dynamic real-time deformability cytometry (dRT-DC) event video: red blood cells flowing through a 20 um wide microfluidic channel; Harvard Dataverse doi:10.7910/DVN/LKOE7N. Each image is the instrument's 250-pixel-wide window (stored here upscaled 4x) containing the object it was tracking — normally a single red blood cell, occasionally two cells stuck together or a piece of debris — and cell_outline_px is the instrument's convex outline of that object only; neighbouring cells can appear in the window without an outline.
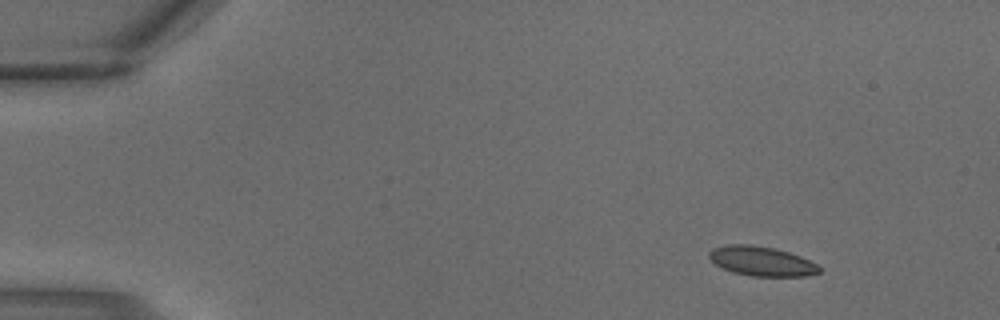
{"species": "common noctule bat (a hibernating species)", "species_latin": "Nyctalus noctula", "temperature_condition": "warm", "stored_images_in_passage": 3, "camera_frame_rate_fps": 3000, "um_per_image_px": 0.085, "animal": {"sex": "male", "body_mass_g": 18.8}, "frame": {"image": 1, "passage_image": 1, "time_ms": 0.0, "image_size_px": [1000, 320], "cell_outline_px": [[820, 272], [804, 276], [752, 276], [732, 272], [716, 264], [708, 256], [708, 252], [712, 248], [728, 244], [748, 244], [776, 248], [800, 256], [816, 264], [820, 268]], "centroid_in_image_um": [64.71, 22.19], "position_along_channel_um": 20.3, "area_um2": 18.84}}
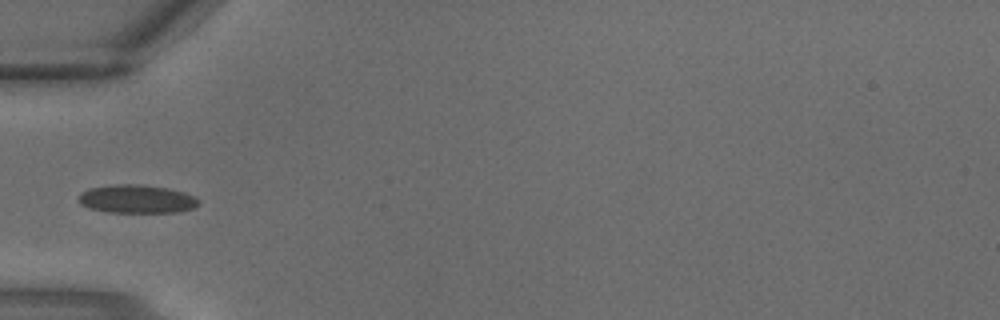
{"frame": {"image": 2, "passage_image": 3, "time_ms": 0.667, "image_size_px": [1000, 320], "cell_outline_px": [[200, 204], [192, 208], [180, 212], [108, 212], [88, 208], [80, 204], [76, 200], [80, 192], [88, 188], [112, 184], [136, 184], [168, 188], [192, 196], [200, 200]], "centroid_in_image_um": [11.55, 16.91], "position_along_channel_um": 73.5, "area_um2": 19.94}}